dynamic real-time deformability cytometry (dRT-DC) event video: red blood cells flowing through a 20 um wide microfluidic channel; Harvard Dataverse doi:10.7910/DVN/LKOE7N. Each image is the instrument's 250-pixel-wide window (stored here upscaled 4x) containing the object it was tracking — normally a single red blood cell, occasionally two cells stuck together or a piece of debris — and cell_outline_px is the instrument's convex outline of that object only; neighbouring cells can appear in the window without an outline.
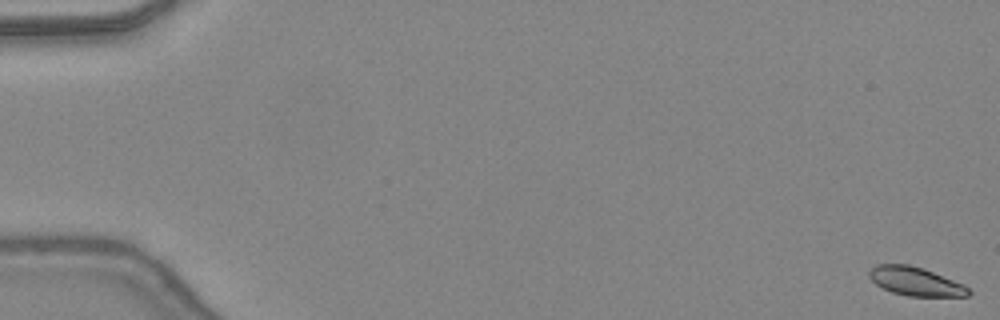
{"species": "common noctule bat (a hibernating species)", "species_latin": "Nyctalus noctula", "temperature_condition": "warm", "stored_images_in_passage": 49, "camera_frame_rate_fps": 3000, "um_per_image_px": 0.085, "animal": {"sex": "female", "body_mass_g": 24.6, "forearm_length_mm": 56.2}, "frame": {"image": 1, "passage_image": 1, "time_ms": 0.0, "image_size_px": [1000, 320], "cell_outline_px": [[972, 292], [968, 296], [908, 296], [892, 292], [876, 284], [868, 276], [868, 272], [876, 264], [908, 264], [924, 268], [964, 284]], "centroid_in_image_um": [77.83, 23.91], "position_along_channel_um": 7.2, "area_um2": 16.59}}
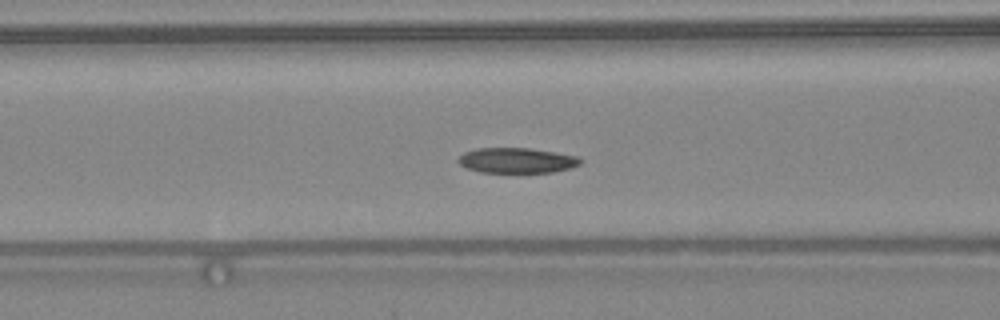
{"frame": {"image": 2, "passage_image": 21, "time_ms": 6.667, "image_size_px": [1000, 320], "cell_outline_px": [[584, 160], [580, 164], [568, 168], [552, 172], [480, 172], [468, 168], [460, 164], [456, 160], [464, 152], [476, 148], [528, 148], [556, 152], [576, 156]], "centroid_in_image_um": [43.92, 13.63], "position_along_channel_um": 122.7, "area_um2": 17.86}}
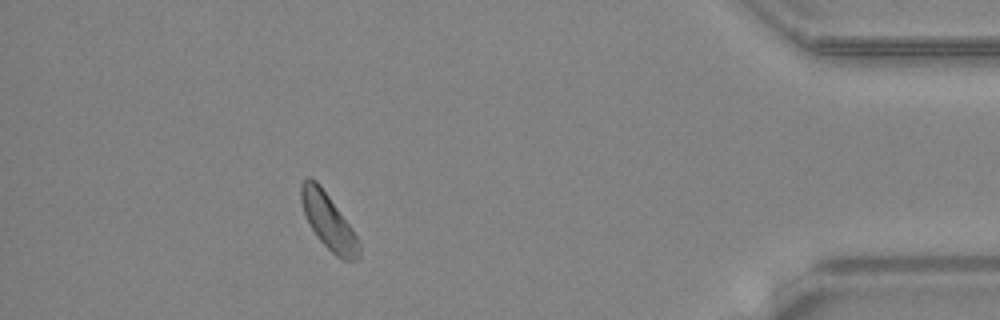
{"frame": {"image": 3, "passage_image": 44, "time_ms": 14.333, "image_size_px": [1000, 320], "cell_outline_px": [[360, 256], [356, 260], [344, 260], [336, 256], [316, 236], [304, 212], [300, 200], [300, 184], [308, 176], [316, 180], [352, 228], [360, 244]], "centroid_in_image_um": [27.91, 18.82], "position_along_channel_um": 407.3, "area_um2": 18.44}}